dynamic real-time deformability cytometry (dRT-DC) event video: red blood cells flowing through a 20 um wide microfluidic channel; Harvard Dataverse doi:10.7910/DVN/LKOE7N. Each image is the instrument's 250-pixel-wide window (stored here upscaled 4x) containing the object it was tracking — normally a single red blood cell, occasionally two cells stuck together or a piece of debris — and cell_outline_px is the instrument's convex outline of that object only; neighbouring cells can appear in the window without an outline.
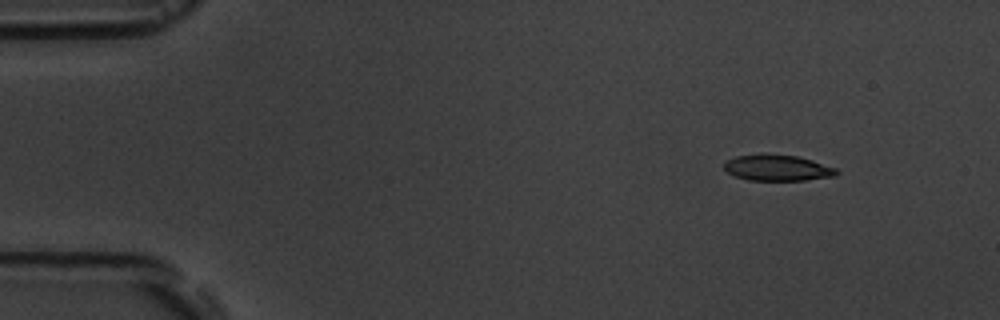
{"species": "common noctule bat (a hibernating species)", "species_latin": "Nyctalus noctula", "temperature_condition": "room temperature", "stored_images_in_passage": 4, "camera_frame_rate_fps": 3000, "um_per_image_px": 0.085, "animal": {"sex": "male", "body_mass_g": 19.5, "forearm_length_mm": 54.6}, "frame": {"image": 1, "passage_image": 1, "time_ms": 0.0, "image_size_px": [1000, 320], "cell_outline_px": [[840, 172], [836, 176], [804, 180], [748, 180], [736, 176], [728, 172], [724, 168], [724, 164], [728, 160], [736, 156], [764, 152], [768, 152], [796, 156], [812, 160], [836, 168]], "centroid_in_image_um": [66.09, 14.24], "position_along_channel_um": 18.9, "area_um2": 17.28}}
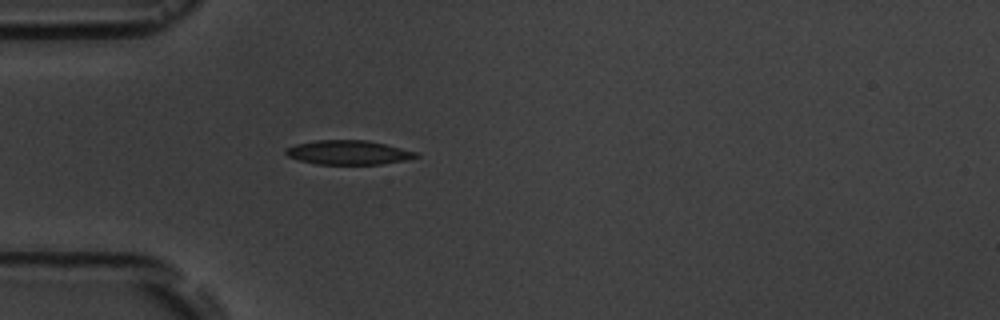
{"frame": {"image": 2, "passage_image": 4, "time_ms": 3.333, "image_size_px": [1000, 320], "cell_outline_px": [[420, 156], [404, 160], [384, 164], [316, 164], [300, 160], [288, 156], [284, 152], [284, 148], [296, 144], [316, 140], [368, 140], [416, 152]], "centroid_in_image_um": [29.57, 12.96], "position_along_channel_um": 55.4, "area_um2": 18.26}}